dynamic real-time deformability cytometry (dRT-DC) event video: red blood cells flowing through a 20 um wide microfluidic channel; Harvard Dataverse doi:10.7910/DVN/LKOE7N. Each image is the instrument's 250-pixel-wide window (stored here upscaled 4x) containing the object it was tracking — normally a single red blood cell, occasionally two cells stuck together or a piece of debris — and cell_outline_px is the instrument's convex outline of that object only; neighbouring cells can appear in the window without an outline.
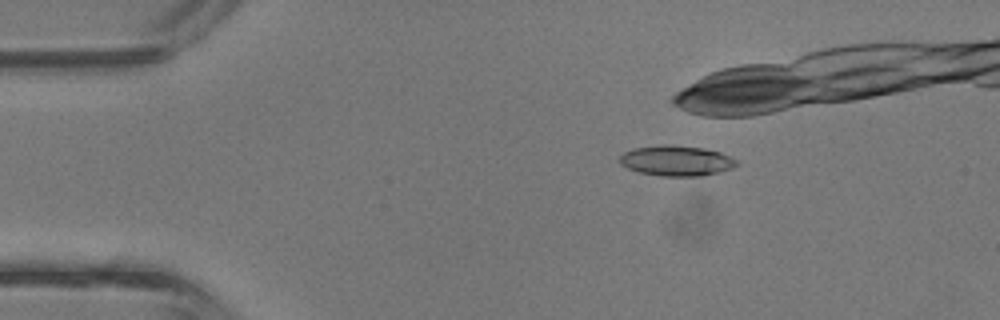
{"species": "common noctule bat (a hibernating species)", "species_latin": "Nyctalus noctula", "temperature_condition": "room temperature", "stored_images_in_passage": 34, "camera_frame_rate_fps": 3000, "um_per_image_px": 0.085, "animal": {"sex": "male", "body_mass_g": 13.3}, "frame": {"image": 1, "passage_image": 8, "time_ms": 2.333, "image_size_px": [1000, 320], "cell_outline_px": [[740, 164], [732, 168], [720, 172], [704, 176], [660, 176], [636, 172], [620, 164], [620, 156], [624, 152], [632, 148], [660, 144], [672, 144], [704, 148], [720, 152], [736, 160]], "centroid_in_image_um": [57.48, 13.66], "position_along_channel_um": 27.5, "area_um2": 21.04}}
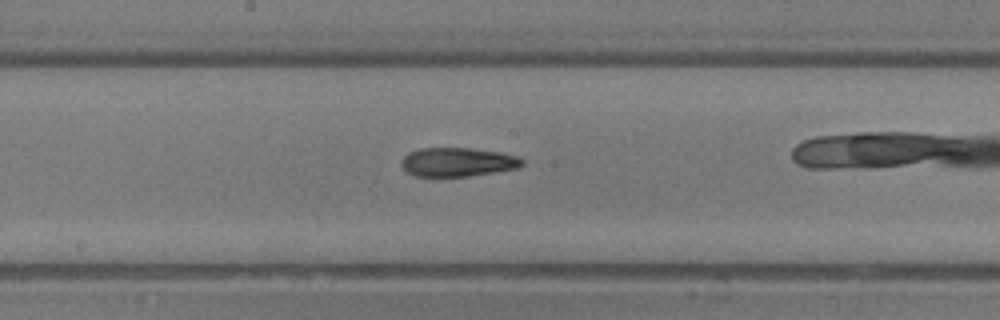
{"frame": {"image": 2, "passage_image": 23, "time_ms": 7.333, "image_size_px": [1000, 320], "cell_outline_px": [[524, 164], [516, 168], [468, 176], [416, 176], [404, 172], [400, 164], [404, 156], [420, 148], [468, 148], [496, 152], [516, 156], [524, 160]], "centroid_in_image_um": [38.84, 13.78], "position_along_channel_um": 209.4, "area_um2": 20.06}}
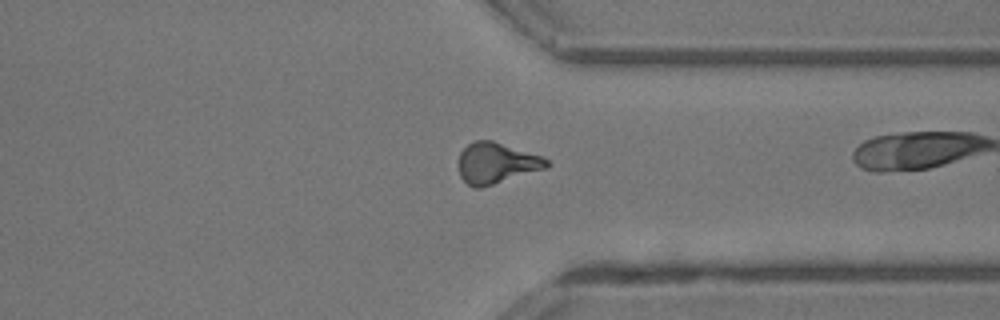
{"frame": {"image": 3, "passage_image": 33, "time_ms": 10.667, "image_size_px": [1000, 320], "cell_outline_px": [[548, 164], [544, 168], [480, 188], [472, 188], [460, 176], [460, 152], [468, 144], [476, 140], [492, 140], [540, 156], [548, 160]], "centroid_in_image_um": [42.14, 13.86], "position_along_channel_um": 369.3, "area_um2": 20.35}}